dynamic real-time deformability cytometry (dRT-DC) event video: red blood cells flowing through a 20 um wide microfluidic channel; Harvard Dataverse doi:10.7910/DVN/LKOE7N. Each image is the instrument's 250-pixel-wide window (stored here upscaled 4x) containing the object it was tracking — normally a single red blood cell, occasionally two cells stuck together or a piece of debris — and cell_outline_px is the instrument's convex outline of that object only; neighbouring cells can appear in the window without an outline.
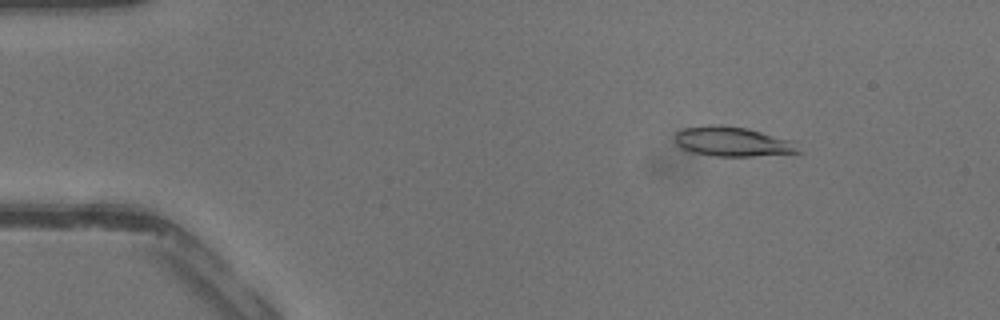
{"species": "common noctule bat (a hibernating species)", "species_latin": "Nyctalus noctula", "temperature_condition": "warm", "stored_images_in_passage": 42, "camera_frame_rate_fps": 3000, "um_per_image_px": 0.085, "animal": {"sex": "male", "body_mass_g": 13.3}, "frame": {"image": 1, "passage_image": 6, "time_ms": 1.667, "image_size_px": [1000, 320], "cell_outline_px": [[804, 152], [752, 156], [716, 156], [692, 152], [680, 148], [676, 144], [676, 132], [684, 128], [708, 124], [720, 124], [748, 128], [792, 140]], "centroid_in_image_um": [62.28, 12.02], "position_along_channel_um": 22.7, "area_um2": 21.5}}
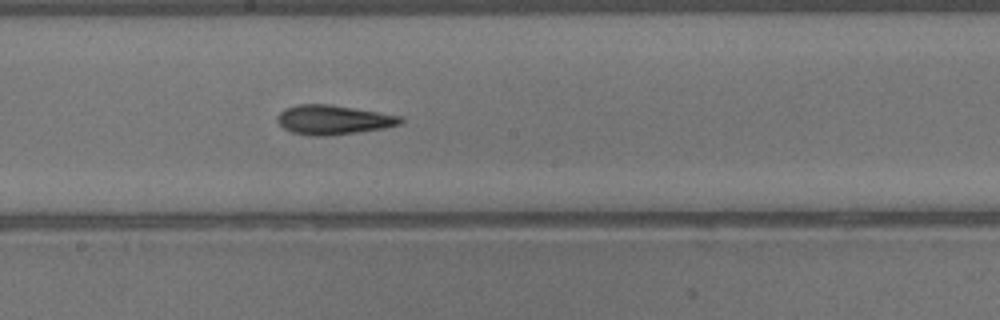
{"frame": {"image": 2, "passage_image": 23, "time_ms": 7.333, "image_size_px": [1000, 320], "cell_outline_px": [[404, 120], [400, 124], [384, 128], [356, 132], [324, 136], [312, 136], [292, 132], [284, 128], [276, 120], [276, 116], [284, 108], [296, 104], [328, 104], [400, 116]], "centroid_in_image_um": [28.27, 10.18], "position_along_channel_um": 219.9, "area_um2": 20.87}}
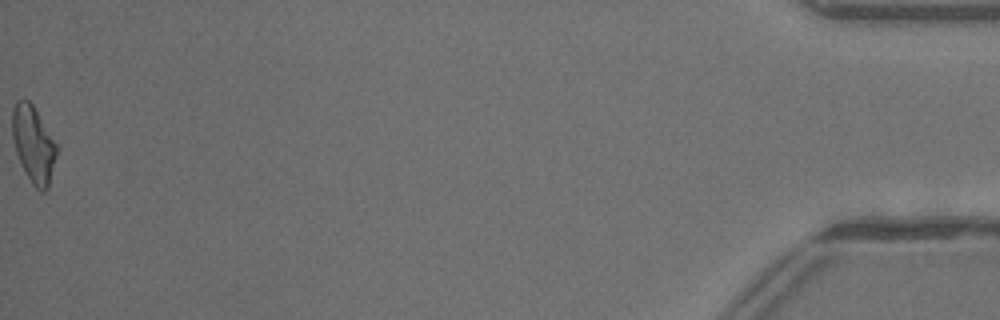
{"frame": {"image": 3, "passage_image": 42, "time_ms": 13.667, "image_size_px": [1000, 320], "cell_outline_px": [[60, 144], [48, 188], [44, 192], [40, 192], [32, 184], [16, 152], [12, 136], [12, 108], [16, 100], [28, 100], [32, 104]], "centroid_in_image_um": [2.89, 12.24], "position_along_channel_um": 432.3, "area_um2": 20.17}}